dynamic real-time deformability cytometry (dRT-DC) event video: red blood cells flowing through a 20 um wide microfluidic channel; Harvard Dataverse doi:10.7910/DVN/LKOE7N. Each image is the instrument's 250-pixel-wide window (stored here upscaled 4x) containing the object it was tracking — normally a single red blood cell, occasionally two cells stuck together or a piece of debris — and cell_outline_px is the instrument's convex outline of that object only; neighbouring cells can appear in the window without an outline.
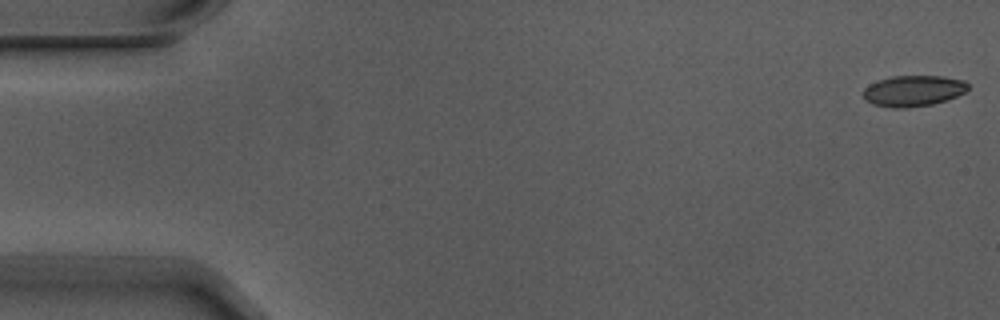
{"species": "Egyptian fruit bat (a non-hibernating species)", "species_latin": "Rousettus aegyptiacus", "temperature_condition": "warm", "stored_images_in_passage": 5, "camera_frame_rate_fps": 3000, "um_per_image_px": 0.085, "animal": {"sex": "male"}, "frame": {"image": 1, "passage_image": 1, "time_ms": 0.0, "image_size_px": [1000, 320], "cell_outline_px": [[968, 88], [964, 92], [956, 96], [932, 104], [904, 108], [896, 108], [872, 104], [864, 100], [864, 88], [868, 84], [892, 76], [944, 76], [964, 80], [968, 84]], "centroid_in_image_um": [77.61, 7.71], "position_along_channel_um": 7.4, "area_um2": 18.79}}
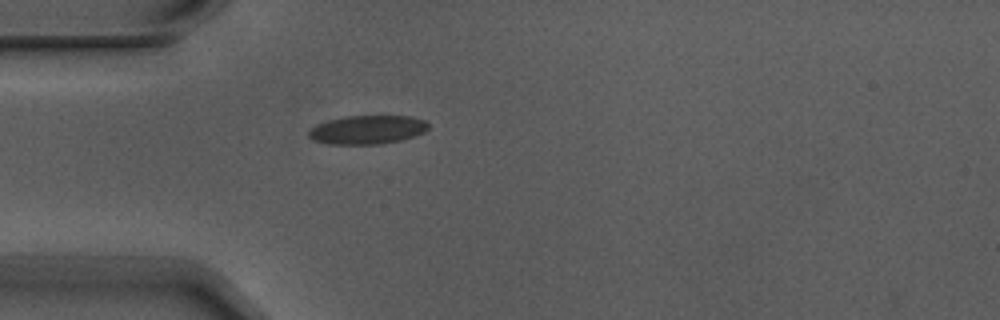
{"frame": {"image": 2, "passage_image": 5, "time_ms": 1.333, "image_size_px": [1000, 320], "cell_outline_px": [[428, 128], [424, 132], [400, 140], [380, 144], [328, 144], [312, 140], [308, 136], [308, 132], [316, 124], [328, 120], [344, 116], [408, 116], [424, 120], [428, 124]], "centroid_in_image_um": [31.18, 11.02], "position_along_channel_um": 53.8, "area_um2": 19.94}}